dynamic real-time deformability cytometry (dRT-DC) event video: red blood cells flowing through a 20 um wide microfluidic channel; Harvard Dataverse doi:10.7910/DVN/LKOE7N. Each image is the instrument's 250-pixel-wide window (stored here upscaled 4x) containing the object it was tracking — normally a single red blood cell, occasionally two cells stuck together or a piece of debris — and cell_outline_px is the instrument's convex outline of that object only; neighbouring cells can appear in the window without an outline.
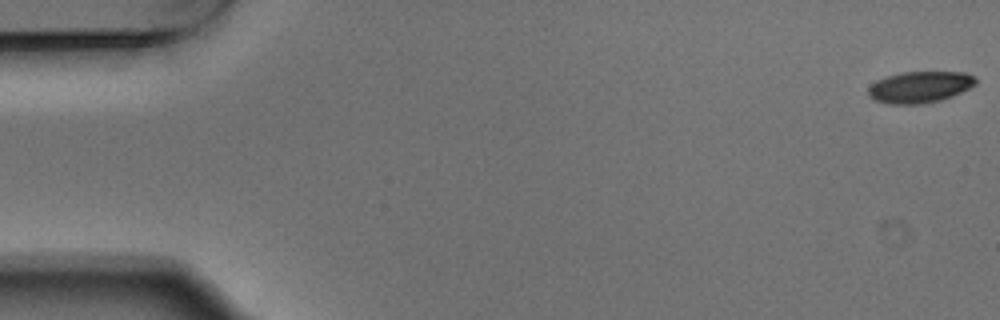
{"species": "Egyptian fruit bat (a non-hibernating species)", "species_latin": "Rousettus aegyptiacus", "temperature_condition": "warm", "stored_images_in_passage": 8, "camera_frame_rate_fps": 3000, "um_per_image_px": 0.085, "animal": {"sex": "male"}, "frame": {"image": 1, "passage_image": 1, "time_ms": 0.0, "image_size_px": [1000, 320], "cell_outline_px": [[976, 84], [952, 96], [940, 100], [920, 104], [888, 104], [876, 100], [868, 96], [868, 88], [876, 80], [888, 76], [904, 72], [964, 72], [972, 76], [976, 80]], "centroid_in_image_um": [78.16, 7.4], "position_along_channel_um": 6.8, "area_um2": 19.48}}
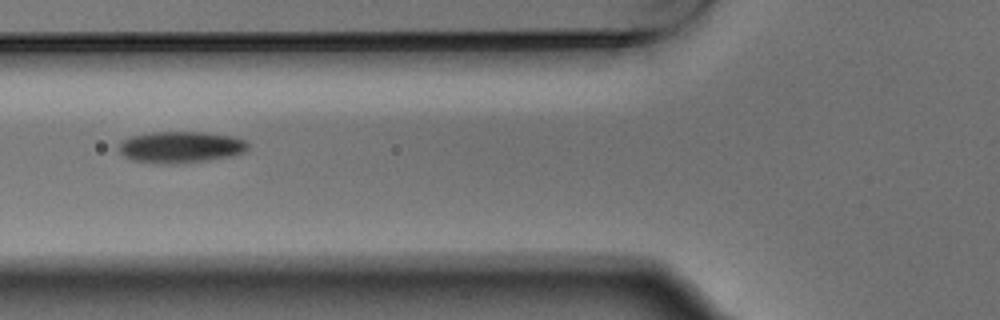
{"frame": {"image": 2, "passage_image": 6, "time_ms": 1.667, "image_size_px": [1000, 320], "cell_outline_px": [[248, 148], [244, 152], [232, 156], [208, 160], [176, 164], [164, 164], [132, 160], [124, 156], [120, 152], [120, 140], [128, 136], [152, 132], [204, 132], [232, 136], [244, 140], [248, 144]], "centroid_in_image_um": [15.34, 12.5], "position_along_channel_um": 110.5, "area_um2": 23.81}}
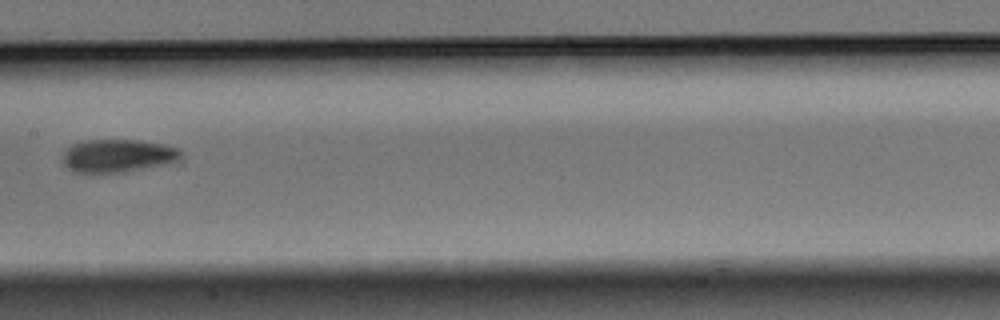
{"frame": {"image": 3, "passage_image": 8, "time_ms": 2.333, "image_size_px": [1000, 320], "cell_outline_px": [[180, 156], [164, 164], [124, 172], [76, 172], [68, 168], [64, 164], [64, 152], [72, 144], [88, 140], [136, 140], [164, 144], [180, 148]], "centroid_in_image_um": [9.98, 13.22], "position_along_channel_um": 197.4, "area_um2": 22.2}}